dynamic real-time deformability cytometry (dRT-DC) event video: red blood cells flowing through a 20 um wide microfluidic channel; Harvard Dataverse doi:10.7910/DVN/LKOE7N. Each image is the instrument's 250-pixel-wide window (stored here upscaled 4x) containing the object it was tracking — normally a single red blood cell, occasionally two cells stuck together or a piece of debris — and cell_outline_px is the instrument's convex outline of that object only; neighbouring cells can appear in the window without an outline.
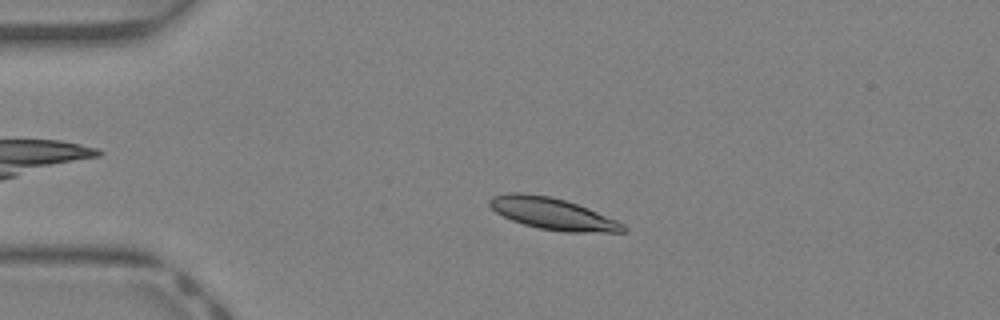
{"species": "Egyptian fruit bat (a non-hibernating species)", "species_latin": "Rousettus aegyptiacus", "temperature_condition": "warm", "stored_images_in_passage": 41, "camera_frame_rate_fps": 3000, "um_per_image_px": 0.085, "animal": {"sex": "female"}, "frame": {"image": 1, "passage_image": 9, "time_ms": 2.667, "image_size_px": [1000, 320], "cell_outline_px": [[628, 228], [624, 232], [564, 232], [540, 228], [524, 224], [512, 220], [496, 212], [488, 204], [488, 200], [492, 196], [508, 192], [520, 192], [552, 196], [588, 208], [616, 220], [624, 224]], "centroid_in_image_um": [46.96, 18.15], "position_along_channel_um": 38.0, "area_um2": 24.62}}
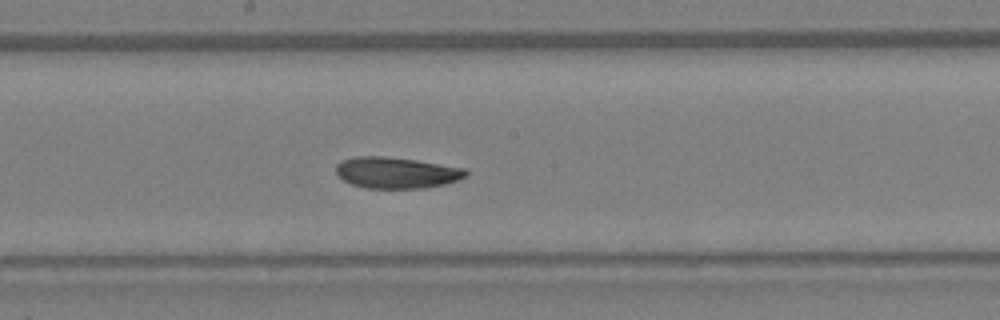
{"frame": {"image": 2, "passage_image": 22, "time_ms": 7.0, "image_size_px": [1000, 320], "cell_outline_px": [[468, 176], [444, 184], [424, 188], [368, 188], [352, 184], [336, 176], [336, 164], [340, 160], [356, 156], [384, 156], [416, 160], [464, 168], [468, 172]], "centroid_in_image_um": [33.66, 14.67], "position_along_channel_um": 214.5, "area_um2": 23.64}}
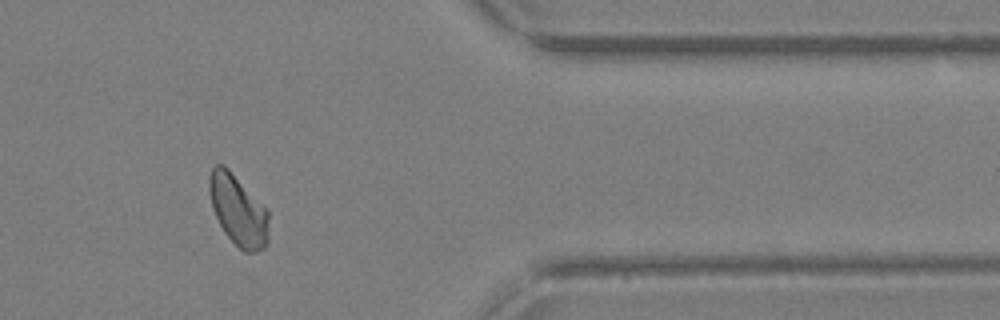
{"frame": {"image": 3, "passage_image": 34, "time_ms": 11.0, "image_size_px": [1000, 320], "cell_outline_px": [[268, 244], [264, 248], [256, 252], [244, 252], [224, 232], [212, 208], [208, 188], [208, 176], [212, 168], [216, 164], [224, 164], [228, 168], [268, 212]], "centroid_in_image_um": [20.21, 17.88], "position_along_channel_um": 391.2, "area_um2": 24.22}, "authors_computed_cell_mechanics": {"area_um2": 23.987, "velocity_mm_per_s": 4.9479, "shape_relaxation_time_tau1_ms": 3.0948, "shape_relaxation_time_tau2_ms": 3.0383, "deformation_change_tau1": 0.1236, "deformation_change_tau2": 0.0722}}